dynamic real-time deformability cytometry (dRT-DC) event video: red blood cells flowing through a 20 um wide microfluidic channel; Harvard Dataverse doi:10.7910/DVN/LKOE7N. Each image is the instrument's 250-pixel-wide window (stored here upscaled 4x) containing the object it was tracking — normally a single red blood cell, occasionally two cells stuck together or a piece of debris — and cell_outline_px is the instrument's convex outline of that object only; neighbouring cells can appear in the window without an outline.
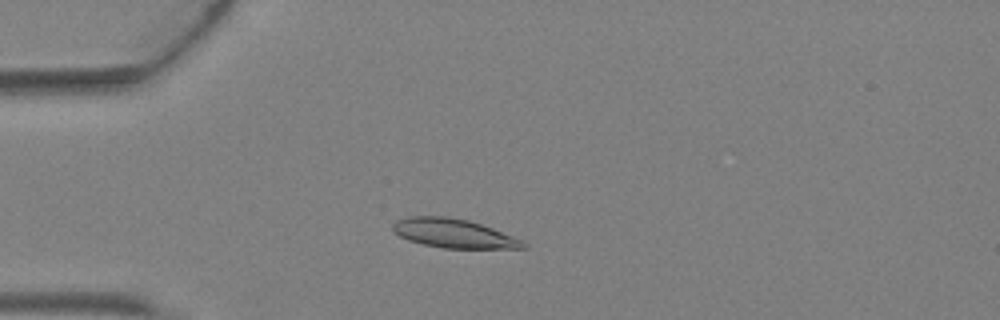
{"species": "Egyptian fruit bat (a non-hibernating species)", "species_latin": "Rousettus aegyptiacus", "temperature_condition": "warm", "stored_images_in_passage": 3, "camera_frame_rate_fps": 3000, "um_per_image_px": 0.085, "animal": {"sex": "female"}, "frame": {"image": 1, "passage_image": 3, "time_ms": 0.667, "image_size_px": [1000, 320], "cell_outline_px": [[528, 244], [524, 248], [444, 248], [424, 244], [408, 240], [400, 236], [392, 228], [392, 224], [396, 220], [408, 216], [448, 216], [468, 220], [492, 228], [512, 236]], "centroid_in_image_um": [38.52, 19.82], "position_along_channel_um": 46.5, "area_um2": 21.79}}